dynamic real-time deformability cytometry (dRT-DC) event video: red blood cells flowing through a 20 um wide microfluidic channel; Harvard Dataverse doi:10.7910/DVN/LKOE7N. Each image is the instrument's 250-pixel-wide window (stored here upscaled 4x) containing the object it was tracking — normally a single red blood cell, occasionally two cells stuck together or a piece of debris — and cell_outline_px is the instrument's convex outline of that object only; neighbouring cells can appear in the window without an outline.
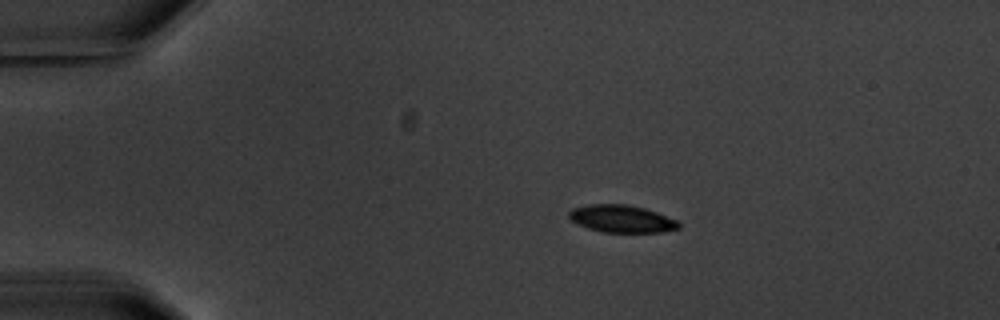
{"species": "common noctule bat (a hibernating species)", "species_latin": "Nyctalus noctula", "temperature_condition": "warm", "stored_images_in_passage": 3, "camera_frame_rate_fps": 3000, "um_per_image_px": 0.085, "animal": {"sex": "male", "body_mass_g": 20.1, "forearm_length_mm": 53.5}, "frame": {"image": 1, "passage_image": 2, "time_ms": 2.0, "image_size_px": [1000, 320], "cell_outline_px": [[680, 228], [660, 232], [604, 232], [588, 228], [572, 220], [568, 216], [568, 212], [572, 208], [588, 204], [628, 204], [644, 208], [656, 212], [676, 220], [680, 224]], "centroid_in_image_um": [52.83, 18.58], "position_along_channel_um": 32.2, "area_um2": 17.4}}